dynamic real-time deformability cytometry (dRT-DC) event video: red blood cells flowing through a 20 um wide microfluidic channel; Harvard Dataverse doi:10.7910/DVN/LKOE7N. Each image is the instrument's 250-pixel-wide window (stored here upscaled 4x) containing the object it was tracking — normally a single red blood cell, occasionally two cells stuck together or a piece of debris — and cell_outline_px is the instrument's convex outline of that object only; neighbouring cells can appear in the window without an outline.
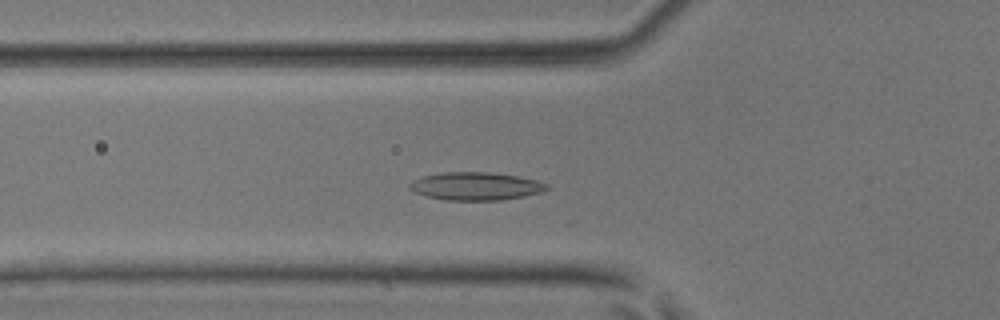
{"species": "common noctule bat (a hibernating species)", "species_latin": "Nyctalus noctula", "temperature_condition": "room temperature", "stored_images_in_passage": 26, "camera_frame_rate_fps": 3000, "um_per_image_px": 0.085, "animal": {"sex": "male", "body_mass_g": 17.9, "forearm_length_mm": 54.2}, "frame": {"image": 1, "passage_image": 15, "time_ms": 4.667, "image_size_px": [1000, 320], "cell_outline_px": [[552, 188], [540, 192], [524, 196], [500, 200], [448, 200], [428, 196], [416, 192], [408, 188], [408, 184], [412, 180], [424, 176], [444, 172], [488, 172], [516, 176], [536, 180], [548, 184]], "centroid_in_image_um": [40.45, 15.82], "position_along_channel_um": 85.3, "area_um2": 22.2}}
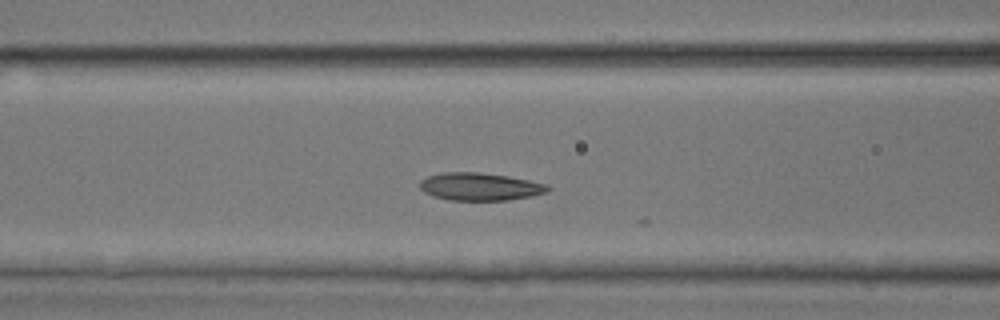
{"frame": {"image": 2, "passage_image": 18, "time_ms": 5.667, "image_size_px": [1000, 320], "cell_outline_px": [[552, 188], [548, 192], [532, 196], [508, 200], [448, 200], [432, 196], [424, 192], [420, 188], [420, 180], [428, 176], [440, 172], [476, 172], [508, 176], [548, 184]], "centroid_in_image_um": [40.8, 15.86], "position_along_channel_um": 125.8, "area_um2": 20.81}}
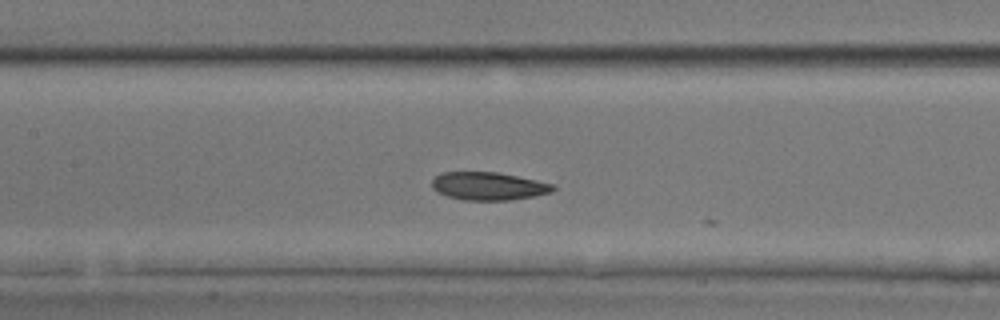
{"frame": {"image": 3, "passage_image": 21, "time_ms": 6.667, "image_size_px": [1000, 320], "cell_outline_px": [[556, 188], [552, 192], [512, 200], [464, 200], [448, 196], [436, 192], [432, 188], [432, 180], [440, 172], [496, 172], [556, 184]], "centroid_in_image_um": [41.52, 15.82], "position_along_channel_um": 165.9, "area_um2": 19.77}}